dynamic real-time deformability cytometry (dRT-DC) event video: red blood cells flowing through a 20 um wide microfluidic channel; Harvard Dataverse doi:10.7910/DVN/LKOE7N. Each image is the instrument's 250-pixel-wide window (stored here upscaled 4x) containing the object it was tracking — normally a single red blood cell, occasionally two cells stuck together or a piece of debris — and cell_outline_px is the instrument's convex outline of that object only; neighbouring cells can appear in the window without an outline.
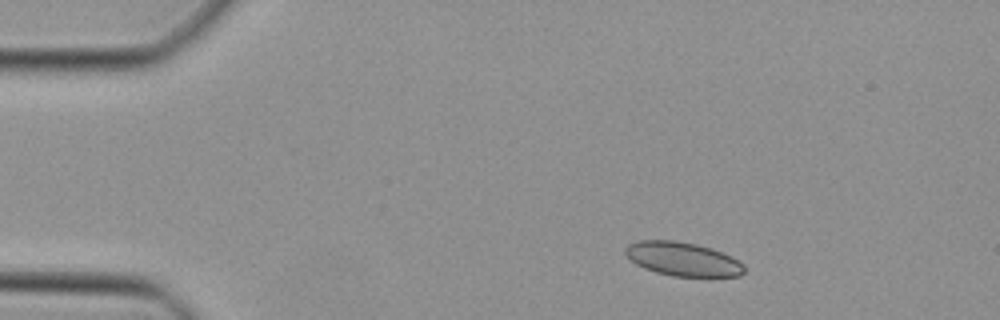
{"species": "Egyptian fruit bat (a non-hibernating species)", "species_latin": "Rousettus aegyptiacus", "temperature_condition": "cold", "stored_images_in_passage": 7, "camera_frame_rate_fps": 3000, "um_per_image_px": 0.085, "animal": {"sex": "female"}, "frame": {"image": 1, "passage_image": 1, "time_ms": 0.0, "image_size_px": [1000, 320], "cell_outline_px": [[744, 272], [740, 276], [672, 276], [656, 272], [644, 268], [636, 264], [624, 252], [624, 248], [628, 244], [640, 240], [676, 240], [696, 244], [712, 248], [732, 256], [744, 264]], "centroid_in_image_um": [58.04, 22.01], "position_along_channel_um": 27.0, "area_um2": 23.47}}